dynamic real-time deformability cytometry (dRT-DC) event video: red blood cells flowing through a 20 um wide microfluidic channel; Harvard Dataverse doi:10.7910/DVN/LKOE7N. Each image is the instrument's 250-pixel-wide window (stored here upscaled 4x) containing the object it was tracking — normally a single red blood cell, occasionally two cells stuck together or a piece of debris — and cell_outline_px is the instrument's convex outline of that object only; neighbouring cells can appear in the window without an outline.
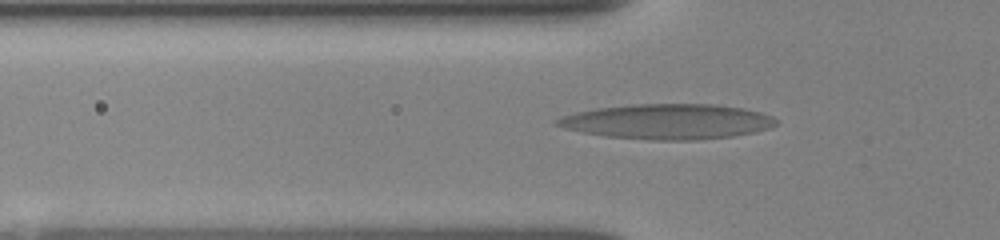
{"species": "human", "species_latin": "Homo sapiens", "temperature_condition": "room temperature", "stored_images_in_passage": 52, "camera_frame_rate_fps": 3000, "um_per_image_px": 0.085, "donor": {"sex": "female"}, "frame": {"image": 1, "passage_image": 17, "time_ms": 5.0, "image_size_px": [1000, 240], "cell_outline_px": [[780, 124], [756, 132], [732, 136], [692, 140], [652, 140], [604, 136], [564, 128], [552, 124], [552, 120], [576, 112], [596, 108], [632, 104], [716, 104], [744, 108], [760, 112], [772, 116]], "centroid_in_image_um": [56.74, 10.33], "position_along_channel_um": 69.1, "area_um2": 45.03}}
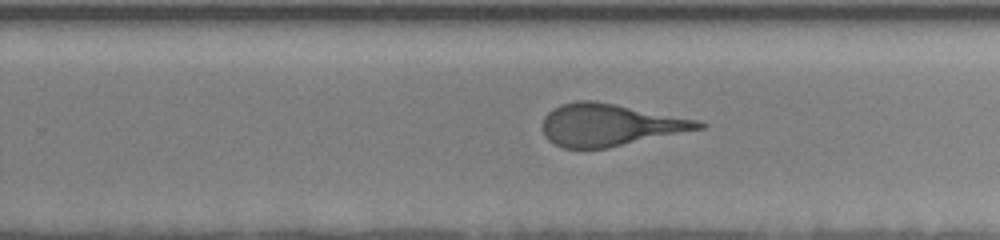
{"frame": {"image": 2, "passage_image": 34, "time_ms": 10.333, "image_size_px": [1000, 240], "cell_outline_px": [[708, 124], [704, 128], [608, 148], [564, 148], [548, 140], [544, 136], [544, 116], [552, 108], [560, 104], [576, 100], [592, 100], [700, 120]], "centroid_in_image_um": [51.84, 10.61], "position_along_channel_um": 278.0, "area_um2": 38.21}}
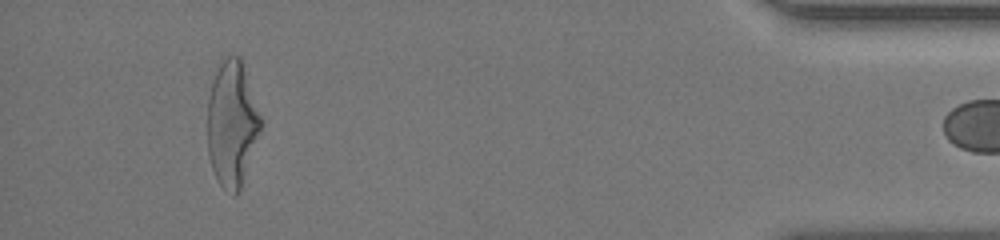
{"frame": {"image": 3, "passage_image": 51, "time_ms": 15.333, "image_size_px": [1000, 240], "cell_outline_px": [[264, 124], [240, 192], [236, 196], [232, 196], [220, 184], [212, 168], [208, 156], [208, 96], [216, 72], [220, 64], [228, 56], [240, 56], [264, 120]], "centroid_in_image_um": [19.77, 10.57], "position_along_channel_um": 415.4, "area_um2": 39.59}}